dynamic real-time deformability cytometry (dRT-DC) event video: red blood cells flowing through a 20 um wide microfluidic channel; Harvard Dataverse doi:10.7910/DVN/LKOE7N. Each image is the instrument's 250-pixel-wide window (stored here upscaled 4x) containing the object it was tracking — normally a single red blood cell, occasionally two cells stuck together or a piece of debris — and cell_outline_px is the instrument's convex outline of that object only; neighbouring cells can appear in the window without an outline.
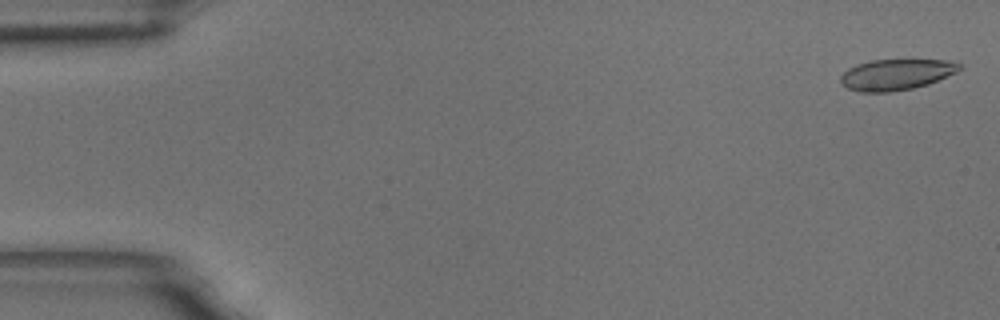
{"species": "common noctule bat (a hibernating species)", "species_latin": "Nyctalus noctula", "temperature_condition": "room temperature", "stored_images_in_passage": 57, "camera_frame_rate_fps": 3000, "um_per_image_px": 0.085, "animal": {"sex": "male", "body_mass_g": 18.8}, "frame": {"image": 1, "passage_image": 2, "time_ms": 0.333, "image_size_px": [1000, 320], "cell_outline_px": [[964, 68], [956, 72], [928, 84], [912, 88], [892, 92], [860, 92], [848, 88], [840, 84], [840, 76], [848, 68], [856, 64], [868, 60], [956, 60]], "centroid_in_image_um": [76.17, 6.33], "position_along_channel_um": 8.8, "area_um2": 21.62}}
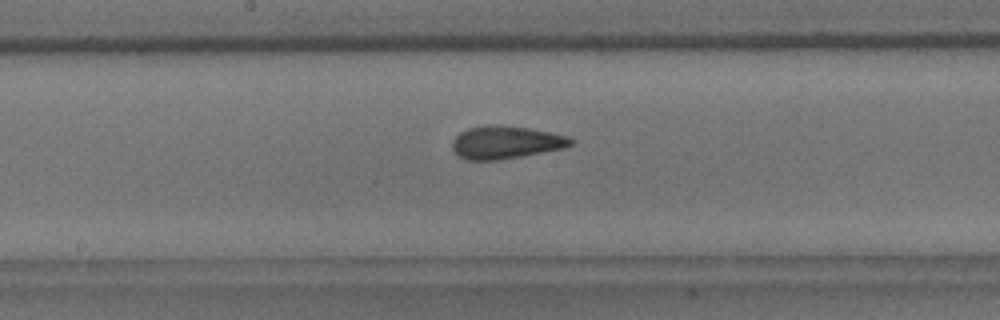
{"frame": {"image": 2, "passage_image": 30, "time_ms": 9.667, "image_size_px": [1000, 320], "cell_outline_px": [[572, 144], [564, 148], [520, 156], [496, 160], [468, 160], [460, 156], [452, 148], [452, 140], [460, 132], [468, 128], [488, 124], [492, 124], [528, 128], [568, 136], [572, 140]], "centroid_in_image_um": [42.95, 12.09], "position_along_channel_um": 205.2, "area_um2": 22.37}}
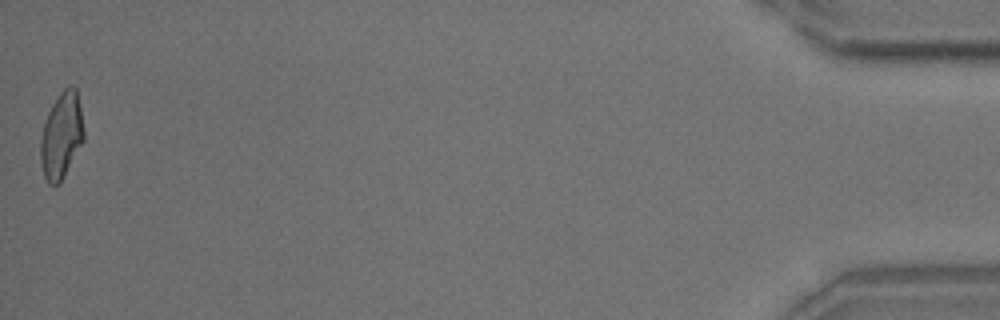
{"frame": {"image": 3, "passage_image": 57, "time_ms": 18.667, "image_size_px": [1000, 320], "cell_outline_px": [[84, 140], [60, 184], [48, 184], [44, 176], [40, 160], [40, 140], [44, 124], [48, 112], [52, 104], [60, 92], [68, 84], [72, 84], [76, 88], [84, 128]], "centroid_in_image_um": [5.22, 11.51], "position_along_channel_um": 430.0, "area_um2": 21.85}, "authors_computed_cell_mechanics": {"area_um2": 22.3686, "velocity_mm_per_s": 3.5598, "shape_relaxation_time_tau1_ms": 5.7635, "shape_relaxation_time_tau2_ms": 1.4968, "deformation_change_tau1": 0.1576, "deformation_change_tau2": 0.0975}}